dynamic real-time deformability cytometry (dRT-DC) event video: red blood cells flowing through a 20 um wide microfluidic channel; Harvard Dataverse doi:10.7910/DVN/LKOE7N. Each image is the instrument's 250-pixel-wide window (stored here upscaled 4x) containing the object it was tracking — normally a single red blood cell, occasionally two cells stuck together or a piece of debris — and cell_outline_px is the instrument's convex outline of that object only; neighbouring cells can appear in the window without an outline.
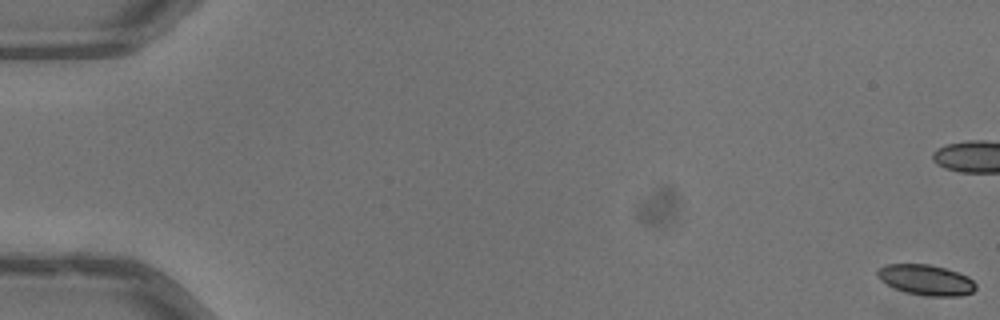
{"species": "common noctule bat (a hibernating species)", "species_latin": "Nyctalus noctula", "temperature_condition": "warm", "stored_images_in_passage": 55, "camera_frame_rate_fps": 3000, "um_per_image_px": 0.085, "animal": {"sex": "male", "body_mass_g": 13.3}, "frame": {"image": 1, "passage_image": 1, "time_ms": 0.0, "image_size_px": [1000, 320], "cell_outline_px": [[976, 288], [972, 292], [960, 296], [924, 296], [904, 292], [880, 280], [876, 276], [876, 272], [884, 264], [928, 264], [944, 268], [968, 276], [976, 284]], "centroid_in_image_um": [78.7, 23.8], "position_along_channel_um": 6.3, "area_um2": 17.46}, "authors_computed_cell_mechanics": {"area_um2": 19.2474, "velocity_mm_per_s": 4.0016, "shape_relaxation_time_tau1_ms": 4.1678, "shape_relaxation_time_tau2_ms": 3.0099, "deformation_change_tau1": 0.1705, "deformation_change_tau2": 0.0785}}